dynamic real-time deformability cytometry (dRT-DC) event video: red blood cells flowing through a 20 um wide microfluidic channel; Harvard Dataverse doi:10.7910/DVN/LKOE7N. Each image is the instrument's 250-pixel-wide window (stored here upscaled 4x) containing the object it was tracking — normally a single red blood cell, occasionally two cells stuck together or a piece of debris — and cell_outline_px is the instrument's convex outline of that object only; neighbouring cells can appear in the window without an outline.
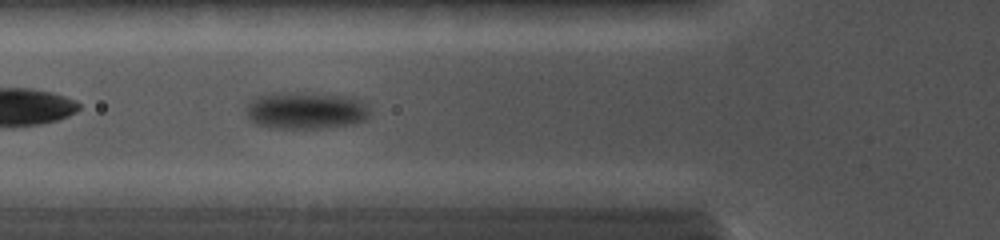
{"species": "common noctule bat (a hibernating species)", "species_latin": "Nyctalus noctula", "temperature_condition": "cold", "stored_images_in_passage": 26, "camera_frame_rate_fps": 5000, "um_per_image_px": 0.085, "animal": {"sex": "female", "body_mass_g": 19.0, "forearm_length_mm": 56.7}, "frame": {"image": 1, "passage_image": 4, "time_ms": 1.4, "image_size_px": [1000, 240], "cell_outline_px": [[372, 112], [368, 120], [352, 124], [324, 128], [272, 128], [252, 124], [244, 108], [248, 100], [252, 96], [272, 92], [304, 92], [352, 96], [368, 104]], "centroid_in_image_um": [25.98, 9.37], "position_along_channel_um": 99.8, "area_um2": 27.98}}
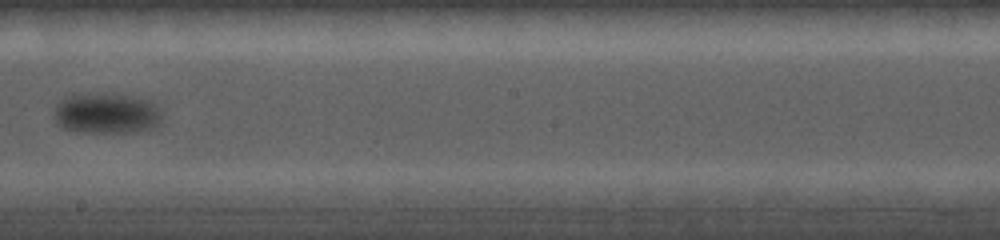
{"frame": {"image": 2, "passage_image": 11, "time_ms": 4.8, "image_size_px": [1000, 240], "cell_outline_px": [[160, 124], [152, 128], [136, 132], [76, 132], [64, 128], [56, 124], [56, 104], [60, 100], [72, 92], [100, 92], [128, 96], [152, 100], [156, 104], [160, 112]], "centroid_in_image_um": [9.02, 9.6], "position_along_channel_um": 239.2, "area_um2": 26.13}}
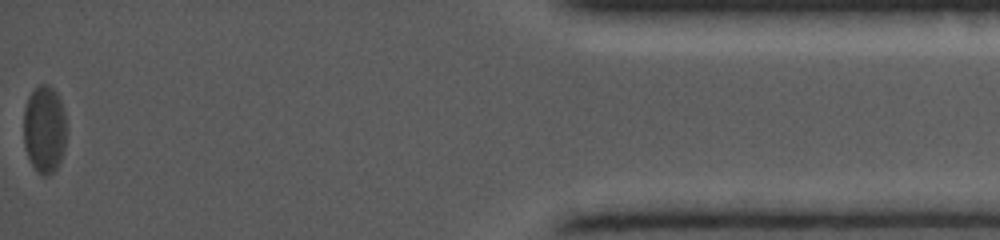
{"frame": {"image": 3, "passage_image": 26, "time_ms": 11.2, "image_size_px": [1000, 240], "cell_outline_px": [[64, 152], [56, 168], [48, 176], [44, 176], [32, 164], [24, 148], [24, 108], [28, 96], [40, 84], [48, 84], [56, 92], [64, 108]], "centroid_in_image_um": [3.76, 10.96], "position_along_channel_um": 431.4, "area_um2": 21.56}}